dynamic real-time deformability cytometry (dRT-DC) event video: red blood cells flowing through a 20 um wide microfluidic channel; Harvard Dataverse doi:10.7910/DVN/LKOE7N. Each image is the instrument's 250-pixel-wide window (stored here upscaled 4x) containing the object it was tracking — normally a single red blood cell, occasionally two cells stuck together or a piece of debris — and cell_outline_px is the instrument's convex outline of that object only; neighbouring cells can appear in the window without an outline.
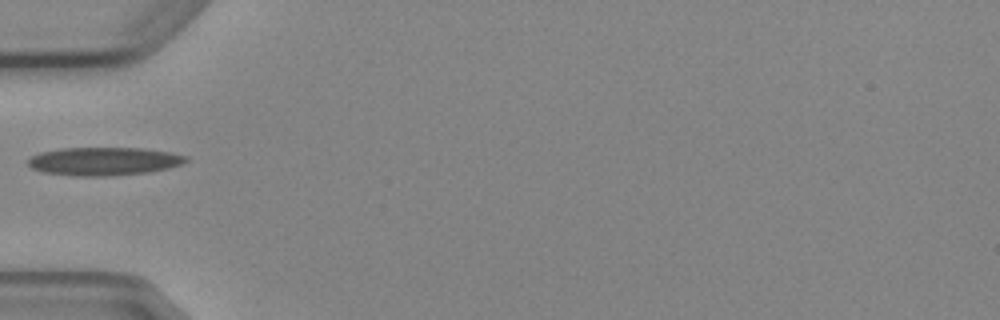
{"species": "Egyptian fruit bat (a non-hibernating species)", "species_latin": "Rousettus aegyptiacus", "temperature_condition": "cold", "stored_images_in_passage": 2, "camera_frame_rate_fps": 3000, "um_per_image_px": 0.085, "animal": {"sex": "female"}, "frame": {"image": 1, "passage_image": 1, "time_ms": 0.0, "image_size_px": [1000, 320], "cell_outline_px": [[188, 160], [180, 164], [168, 168], [148, 172], [112, 176], [72, 176], [44, 172], [32, 168], [28, 164], [28, 160], [32, 156], [40, 152], [60, 148], [144, 148], [172, 152], [188, 156]], "centroid_in_image_um": [8.84, 13.7], "position_along_channel_um": 76.2, "area_um2": 26.07}}
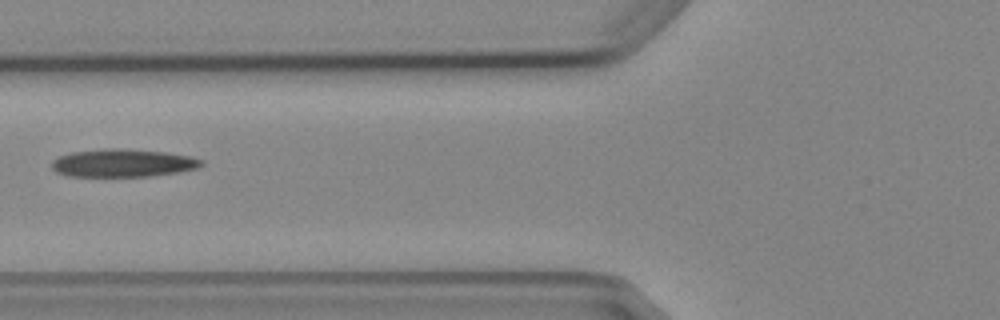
{"frame": {"image": 2, "passage_image": 2, "time_ms": 1.0, "image_size_px": [1000, 320], "cell_outline_px": [[204, 164], [196, 168], [176, 172], [148, 176], [68, 176], [56, 172], [52, 168], [52, 160], [60, 156], [72, 152], [108, 148], [120, 148], [164, 152], [192, 156], [204, 160]], "centroid_in_image_um": [10.45, 13.85], "position_along_channel_um": 115.4, "area_um2": 24.22}}